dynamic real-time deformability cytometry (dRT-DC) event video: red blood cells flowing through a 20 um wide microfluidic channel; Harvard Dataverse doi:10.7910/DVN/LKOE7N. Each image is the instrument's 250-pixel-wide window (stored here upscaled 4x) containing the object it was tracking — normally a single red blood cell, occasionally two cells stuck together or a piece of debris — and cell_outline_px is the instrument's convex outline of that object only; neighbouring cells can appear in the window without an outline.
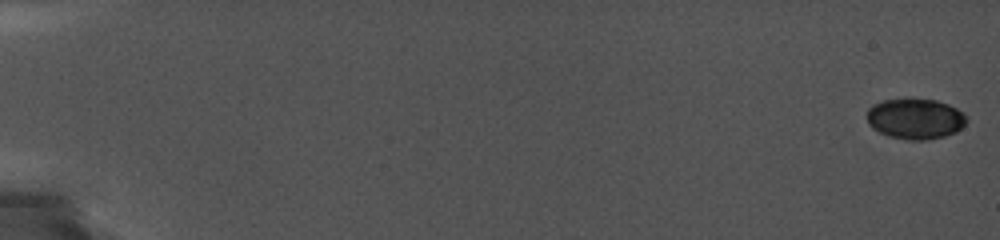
{"species": "common noctule bat (a hibernating species)", "species_latin": "Nyctalus noctula", "temperature_condition": "cold", "stored_images_in_passage": 31, "camera_frame_rate_fps": 5000, "um_per_image_px": 0.085, "animal": {"sex": "female", "body_mass_g": 19.0, "forearm_length_mm": 56.7}, "frame": {"image": 1, "passage_image": 1, "time_ms": 0.0, "image_size_px": [1000, 240], "cell_outline_px": [[968, 120], [956, 132], [944, 136], [928, 140], [908, 140], [888, 136], [872, 128], [868, 124], [868, 108], [872, 104], [884, 100], [936, 100], [948, 104], [956, 108]], "centroid_in_image_um": [77.78, 10.12], "position_along_channel_um": 7.2, "area_um2": 23.24}}
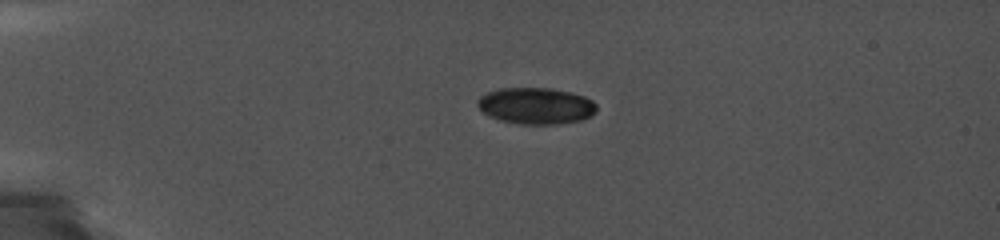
{"frame": {"image": 2, "passage_image": 26, "time_ms": 4.8, "image_size_px": [1000, 240], "cell_outline_px": [[596, 112], [580, 120], [552, 124], [520, 124], [504, 120], [492, 116], [484, 112], [476, 104], [476, 100], [480, 96], [488, 92], [500, 88], [552, 88], [572, 92], [584, 96], [592, 100], [596, 104]], "centroid_in_image_um": [45.56, 8.97], "position_along_channel_um": 39.4, "area_um2": 25.03}}